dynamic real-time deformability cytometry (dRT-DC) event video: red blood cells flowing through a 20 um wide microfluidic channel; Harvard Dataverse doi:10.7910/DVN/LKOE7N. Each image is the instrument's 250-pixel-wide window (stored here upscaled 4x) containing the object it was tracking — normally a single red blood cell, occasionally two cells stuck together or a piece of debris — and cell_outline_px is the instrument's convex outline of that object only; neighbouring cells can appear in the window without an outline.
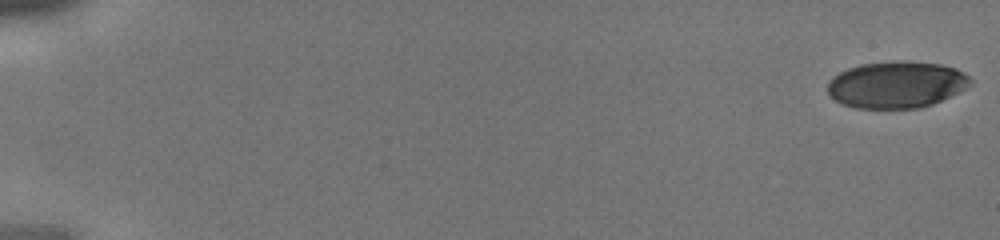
{"species": "human", "species_latin": "Homo sapiens", "temperature_condition": "cold", "stored_images_in_passage": 43, "camera_frame_rate_fps": 3000, "um_per_image_px": 0.085, "donor": {"sex": "male"}, "frame": {"image": 1, "passage_image": 1, "time_ms": 0.0, "image_size_px": [1000, 240], "cell_outline_px": [[972, 84], [968, 88], [960, 92], [932, 104], [920, 108], [856, 108], [840, 104], [828, 92], [828, 80], [832, 76], [848, 68], [860, 64], [900, 60], [904, 60], [940, 64], [956, 68], [964, 72], [972, 80]], "centroid_in_image_um": [76.22, 7.19], "position_along_channel_um": 8.8, "area_um2": 39.25}}
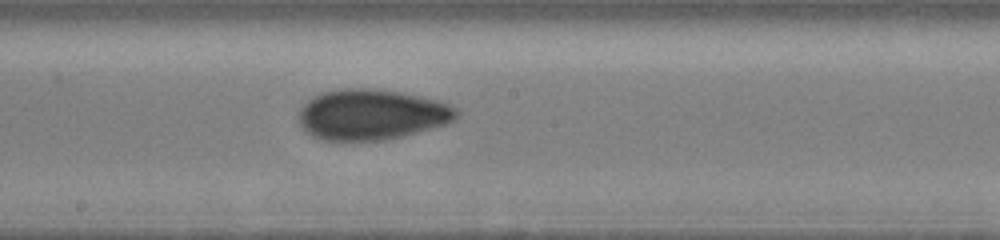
{"frame": {"image": 2, "passage_image": 25, "time_ms": 8.0, "image_size_px": [1000, 240], "cell_outline_px": [[460, 116], [456, 120], [444, 124], [416, 132], [384, 140], [320, 140], [312, 136], [300, 124], [300, 108], [308, 100], [324, 92], [348, 88], [368, 88], [400, 92], [440, 100], [452, 104], [460, 112]], "centroid_in_image_um": [31.64, 9.73], "position_along_channel_um": 216.6, "area_um2": 46.24}}
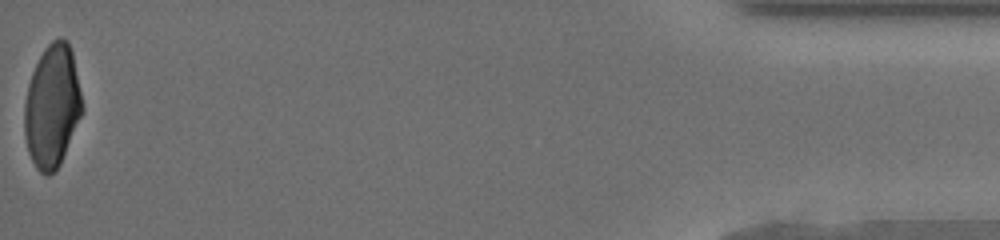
{"frame": {"image": 3, "passage_image": 43, "time_ms": 14.0, "image_size_px": [1000, 240], "cell_outline_px": [[84, 112], [60, 164], [48, 176], [44, 176], [36, 168], [28, 152], [24, 136], [24, 104], [28, 84], [32, 72], [44, 48], [52, 40], [60, 36], [68, 40], [72, 52], [84, 108]], "centroid_in_image_um": [4.44, 9.03], "position_along_channel_um": 430.8, "area_um2": 41.73}}